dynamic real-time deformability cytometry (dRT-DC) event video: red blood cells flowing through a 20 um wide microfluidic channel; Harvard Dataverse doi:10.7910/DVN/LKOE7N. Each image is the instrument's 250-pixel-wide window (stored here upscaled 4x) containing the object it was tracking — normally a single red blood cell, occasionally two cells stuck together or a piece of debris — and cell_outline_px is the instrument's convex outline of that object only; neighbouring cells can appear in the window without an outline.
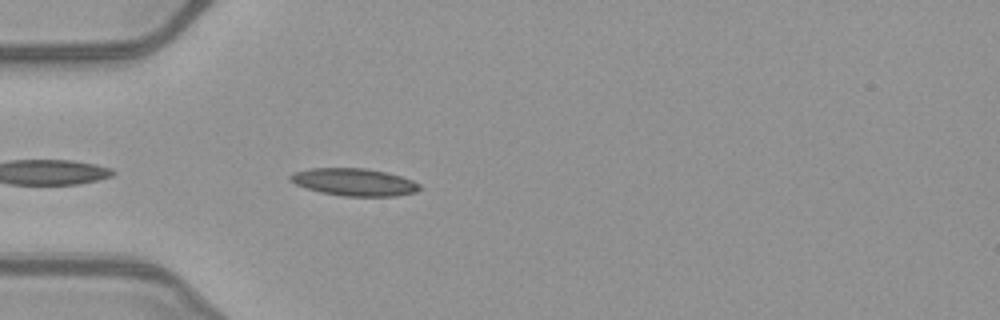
{"species": "common noctule bat (a hibernating species)", "species_latin": "Nyctalus noctula", "temperature_condition": "warm", "stored_images_in_passage": 16, "camera_frame_rate_fps": 3000, "um_per_image_px": 0.085, "animal": {"sex": "female", "body_mass_g": 21.9}, "frame": {"image": 1, "passage_image": 3, "time_ms": 0.667, "image_size_px": [1000, 320], "cell_outline_px": [[424, 188], [416, 192], [396, 196], [344, 196], [320, 192], [304, 188], [288, 180], [288, 176], [292, 172], [312, 168], [364, 168], [384, 172], [400, 176], [412, 180], [420, 184]], "centroid_in_image_um": [30.08, 15.48], "position_along_channel_um": 54.9, "area_um2": 20.81}}
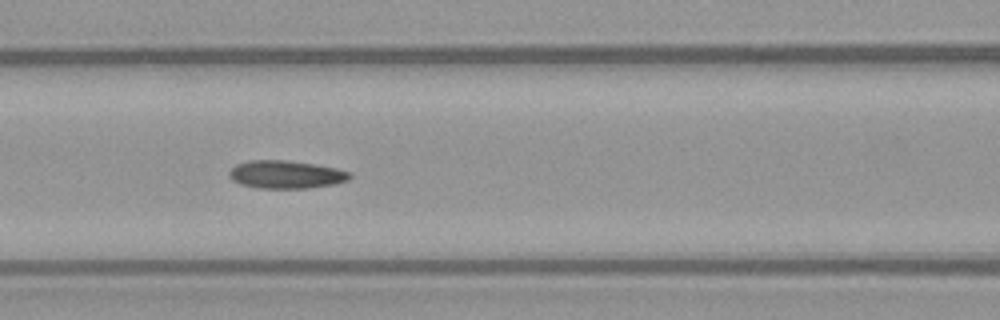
{"frame": {"image": 2, "passage_image": 10, "time_ms": 3.0, "image_size_px": [1000, 320], "cell_outline_px": [[352, 176], [348, 180], [336, 184], [308, 188], [256, 188], [240, 184], [232, 180], [228, 176], [228, 172], [236, 164], [248, 160], [288, 160], [316, 164], [336, 168], [352, 172]], "centroid_in_image_um": [24.31, 14.83], "position_along_channel_um": 142.3, "area_um2": 19.94}}
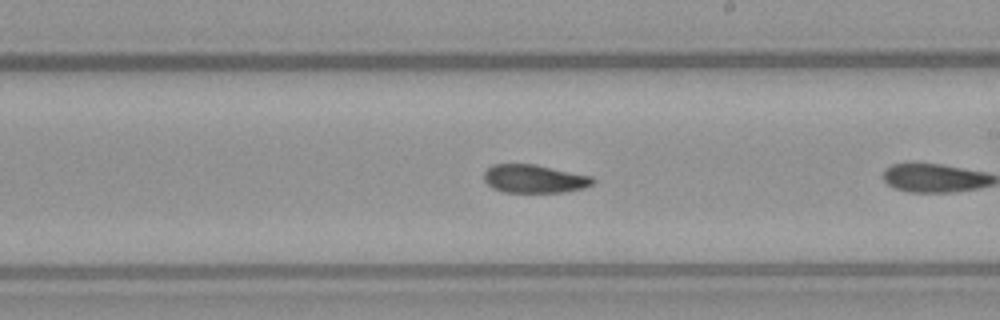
{"frame": {"image": 3, "passage_image": 15, "time_ms": 4.667, "image_size_px": [1000, 320], "cell_outline_px": [[596, 180], [592, 184], [584, 188], [564, 192], [504, 192], [492, 188], [484, 180], [484, 172], [492, 164], [536, 164], [592, 176]], "centroid_in_image_um": [45.42, 15.19], "position_along_channel_um": 243.6, "area_um2": 18.03}}